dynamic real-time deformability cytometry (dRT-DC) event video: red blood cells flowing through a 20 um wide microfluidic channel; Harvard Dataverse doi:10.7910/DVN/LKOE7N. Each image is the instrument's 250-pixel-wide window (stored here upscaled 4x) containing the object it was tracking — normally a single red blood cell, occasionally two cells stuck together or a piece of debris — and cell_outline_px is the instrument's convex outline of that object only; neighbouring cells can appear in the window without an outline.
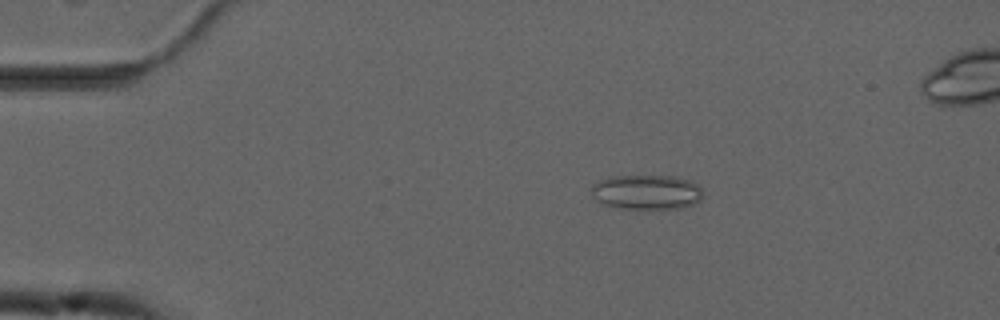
{"species": "common noctule bat (a hibernating species)", "species_latin": "Nyctalus noctula", "temperature_condition": "cold", "stored_images_in_passage": 55, "camera_frame_rate_fps": 3000, "um_per_image_px": 0.085, "animal": {"sex": "male", "forearm_length_mm": 52.5}, "frame": {"image": 1, "passage_image": 11, "time_ms": 3.333, "image_size_px": [1000, 320], "cell_outline_px": [[700, 200], [692, 204], [680, 208], [620, 208], [604, 204], [596, 200], [592, 196], [592, 184], [608, 176], [672, 176], [692, 180], [700, 188]], "centroid_in_image_um": [54.92, 16.31], "position_along_channel_um": 30.1, "area_um2": 22.37}}
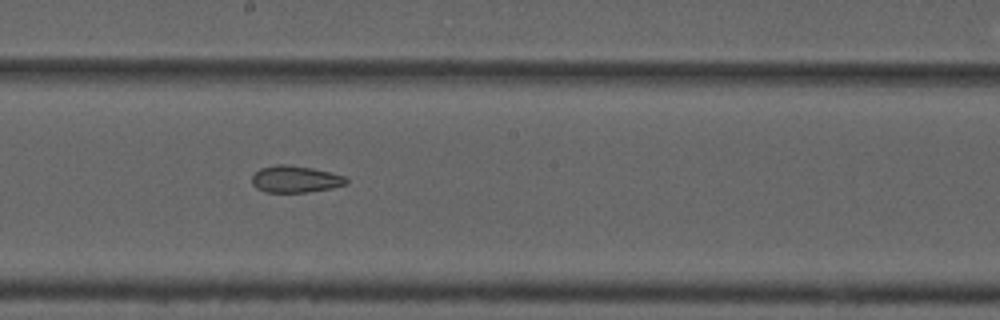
{"frame": {"image": 2, "passage_image": 31, "time_ms": 10.0, "image_size_px": [1000, 320], "cell_outline_px": [[348, 184], [332, 188], [308, 192], [264, 192], [256, 188], [252, 184], [252, 176], [260, 168], [276, 164], [288, 164], [312, 168], [344, 176], [348, 180]], "centroid_in_image_um": [25.09, 15.23], "position_along_channel_um": 223.1, "area_um2": 14.8}}
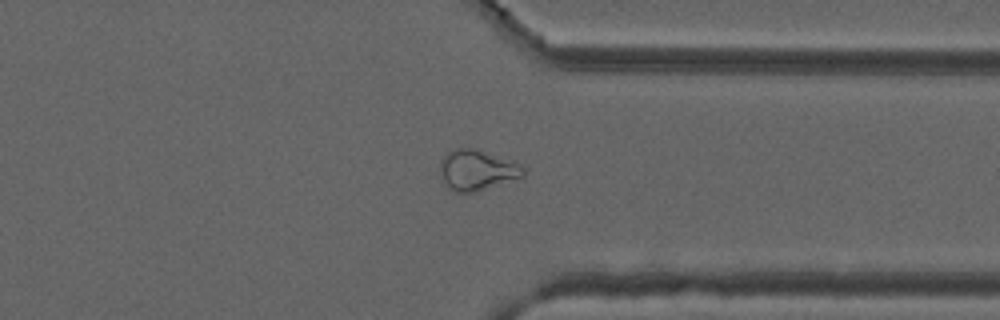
{"frame": {"image": 3, "passage_image": 43, "time_ms": 14.0, "image_size_px": [1000, 320], "cell_outline_px": [[524, 176], [476, 192], [456, 192], [448, 188], [440, 172], [440, 160], [448, 152], [456, 148], [472, 148], [520, 164], [524, 168]], "centroid_in_image_um": [40.52, 14.47], "position_along_channel_um": 370.9, "area_um2": 19.25}}